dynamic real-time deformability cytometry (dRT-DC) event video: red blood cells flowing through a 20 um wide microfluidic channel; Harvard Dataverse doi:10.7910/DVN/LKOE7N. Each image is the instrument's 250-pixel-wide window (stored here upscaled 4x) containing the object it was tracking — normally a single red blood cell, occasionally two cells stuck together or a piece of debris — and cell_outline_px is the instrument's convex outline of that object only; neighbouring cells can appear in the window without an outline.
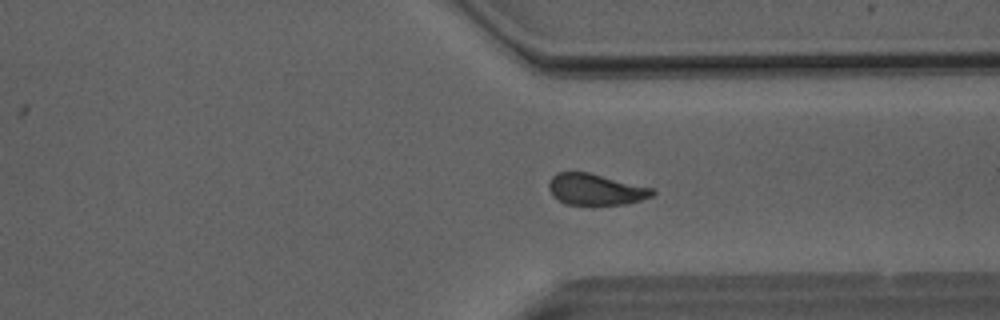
{"species": "Egyptian fruit bat (a non-hibernating species)", "species_latin": "Rousettus aegyptiacus", "temperature_condition": "room temperature", "stored_images_in_passage": 46, "camera_frame_rate_fps": 3000, "um_per_image_px": 0.085, "animal": {"sex": "male"}, "frame": {"image": 1, "passage_image": 39, "time_ms": 12.667, "image_size_px": [1000, 320], "cell_outline_px": [[656, 192], [652, 196], [640, 200], [624, 204], [564, 204], [552, 196], [548, 188], [548, 180], [556, 172], [588, 172], [652, 188]], "centroid_in_image_um": [50.57, 16.09], "position_along_channel_um": 360.8, "area_um2": 18.79}}
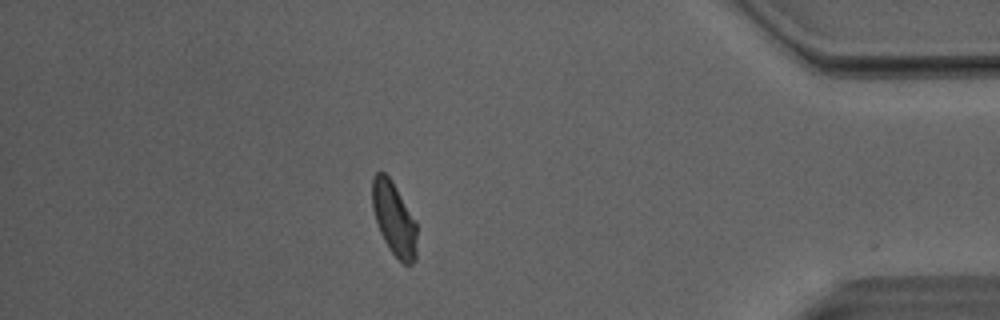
{"frame": {"image": 2, "passage_image": 45, "time_ms": 14.667, "image_size_px": [1000, 320], "cell_outline_px": [[416, 260], [412, 264], [404, 264], [388, 248], [380, 232], [372, 208], [372, 176], [376, 172], [384, 172], [392, 180], [416, 220]], "centroid_in_image_um": [33.49, 18.57], "position_along_channel_um": 401.7, "area_um2": 19.19}, "authors_computed_cell_mechanics": {"area_um2": 20.0855, "velocity_mm_per_s": 4.0733, "shape_relaxation_time_tau1_ms": 3.4782, "shape_relaxation_time_tau2_ms": 1.322, "deformation_change_tau1": 0.1375, "deformation_change_tau2": 0.0852}}